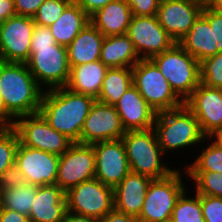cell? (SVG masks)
<instances>
[{
	"label": "cell",
	"mask_w": 222,
	"mask_h": 222,
	"mask_svg": "<svg viewBox=\"0 0 222 222\" xmlns=\"http://www.w3.org/2000/svg\"><path fill=\"white\" fill-rule=\"evenodd\" d=\"M184 191L174 206L171 218L175 222H205L201 210L200 195L196 193V197L185 198L187 196Z\"/></svg>",
	"instance_id": "cell-30"
},
{
	"label": "cell",
	"mask_w": 222,
	"mask_h": 222,
	"mask_svg": "<svg viewBox=\"0 0 222 222\" xmlns=\"http://www.w3.org/2000/svg\"><path fill=\"white\" fill-rule=\"evenodd\" d=\"M101 222H138V220L133 216L126 215L125 213L113 209L101 219Z\"/></svg>",
	"instance_id": "cell-44"
},
{
	"label": "cell",
	"mask_w": 222,
	"mask_h": 222,
	"mask_svg": "<svg viewBox=\"0 0 222 222\" xmlns=\"http://www.w3.org/2000/svg\"><path fill=\"white\" fill-rule=\"evenodd\" d=\"M153 179L130 171L114 188V209L138 218Z\"/></svg>",
	"instance_id": "cell-20"
},
{
	"label": "cell",
	"mask_w": 222,
	"mask_h": 222,
	"mask_svg": "<svg viewBox=\"0 0 222 222\" xmlns=\"http://www.w3.org/2000/svg\"><path fill=\"white\" fill-rule=\"evenodd\" d=\"M70 77L66 87L79 94L99 96L108 67L100 60L70 67Z\"/></svg>",
	"instance_id": "cell-24"
},
{
	"label": "cell",
	"mask_w": 222,
	"mask_h": 222,
	"mask_svg": "<svg viewBox=\"0 0 222 222\" xmlns=\"http://www.w3.org/2000/svg\"><path fill=\"white\" fill-rule=\"evenodd\" d=\"M33 17L14 15L0 22V61L26 63L30 56Z\"/></svg>",
	"instance_id": "cell-11"
},
{
	"label": "cell",
	"mask_w": 222,
	"mask_h": 222,
	"mask_svg": "<svg viewBox=\"0 0 222 222\" xmlns=\"http://www.w3.org/2000/svg\"><path fill=\"white\" fill-rule=\"evenodd\" d=\"M73 0H45L33 16L34 23L39 26L50 27L56 22L65 8Z\"/></svg>",
	"instance_id": "cell-35"
},
{
	"label": "cell",
	"mask_w": 222,
	"mask_h": 222,
	"mask_svg": "<svg viewBox=\"0 0 222 222\" xmlns=\"http://www.w3.org/2000/svg\"><path fill=\"white\" fill-rule=\"evenodd\" d=\"M151 60L167 79L171 89L185 102L201 83L200 62L178 43Z\"/></svg>",
	"instance_id": "cell-4"
},
{
	"label": "cell",
	"mask_w": 222,
	"mask_h": 222,
	"mask_svg": "<svg viewBox=\"0 0 222 222\" xmlns=\"http://www.w3.org/2000/svg\"><path fill=\"white\" fill-rule=\"evenodd\" d=\"M67 211L65 192L57 185L37 186L30 222H62Z\"/></svg>",
	"instance_id": "cell-21"
},
{
	"label": "cell",
	"mask_w": 222,
	"mask_h": 222,
	"mask_svg": "<svg viewBox=\"0 0 222 222\" xmlns=\"http://www.w3.org/2000/svg\"><path fill=\"white\" fill-rule=\"evenodd\" d=\"M132 11L126 0H114L90 16V22L106 37L127 34Z\"/></svg>",
	"instance_id": "cell-22"
},
{
	"label": "cell",
	"mask_w": 222,
	"mask_h": 222,
	"mask_svg": "<svg viewBox=\"0 0 222 222\" xmlns=\"http://www.w3.org/2000/svg\"><path fill=\"white\" fill-rule=\"evenodd\" d=\"M19 137L13 127H0V176L15 164Z\"/></svg>",
	"instance_id": "cell-32"
},
{
	"label": "cell",
	"mask_w": 222,
	"mask_h": 222,
	"mask_svg": "<svg viewBox=\"0 0 222 222\" xmlns=\"http://www.w3.org/2000/svg\"><path fill=\"white\" fill-rule=\"evenodd\" d=\"M125 132L115 106L95 100L85 119L80 143L93 144L100 141L118 140L122 139Z\"/></svg>",
	"instance_id": "cell-16"
},
{
	"label": "cell",
	"mask_w": 222,
	"mask_h": 222,
	"mask_svg": "<svg viewBox=\"0 0 222 222\" xmlns=\"http://www.w3.org/2000/svg\"><path fill=\"white\" fill-rule=\"evenodd\" d=\"M204 6H208L213 0H199Z\"/></svg>",
	"instance_id": "cell-50"
},
{
	"label": "cell",
	"mask_w": 222,
	"mask_h": 222,
	"mask_svg": "<svg viewBox=\"0 0 222 222\" xmlns=\"http://www.w3.org/2000/svg\"><path fill=\"white\" fill-rule=\"evenodd\" d=\"M62 222H101V220L90 216H82L66 211Z\"/></svg>",
	"instance_id": "cell-47"
},
{
	"label": "cell",
	"mask_w": 222,
	"mask_h": 222,
	"mask_svg": "<svg viewBox=\"0 0 222 222\" xmlns=\"http://www.w3.org/2000/svg\"><path fill=\"white\" fill-rule=\"evenodd\" d=\"M45 0H14L16 15L33 17Z\"/></svg>",
	"instance_id": "cell-41"
},
{
	"label": "cell",
	"mask_w": 222,
	"mask_h": 222,
	"mask_svg": "<svg viewBox=\"0 0 222 222\" xmlns=\"http://www.w3.org/2000/svg\"><path fill=\"white\" fill-rule=\"evenodd\" d=\"M89 16L114 0H74Z\"/></svg>",
	"instance_id": "cell-42"
},
{
	"label": "cell",
	"mask_w": 222,
	"mask_h": 222,
	"mask_svg": "<svg viewBox=\"0 0 222 222\" xmlns=\"http://www.w3.org/2000/svg\"><path fill=\"white\" fill-rule=\"evenodd\" d=\"M184 188L178 170L165 178L153 179L147 189L138 222H164L170 219L177 200L186 190Z\"/></svg>",
	"instance_id": "cell-8"
},
{
	"label": "cell",
	"mask_w": 222,
	"mask_h": 222,
	"mask_svg": "<svg viewBox=\"0 0 222 222\" xmlns=\"http://www.w3.org/2000/svg\"><path fill=\"white\" fill-rule=\"evenodd\" d=\"M141 58L127 34L103 39L100 61L108 68H132Z\"/></svg>",
	"instance_id": "cell-26"
},
{
	"label": "cell",
	"mask_w": 222,
	"mask_h": 222,
	"mask_svg": "<svg viewBox=\"0 0 222 222\" xmlns=\"http://www.w3.org/2000/svg\"><path fill=\"white\" fill-rule=\"evenodd\" d=\"M26 64L39 86L44 83L48 88L55 89L66 87L69 81L71 68L65 46L55 44L30 47V56Z\"/></svg>",
	"instance_id": "cell-7"
},
{
	"label": "cell",
	"mask_w": 222,
	"mask_h": 222,
	"mask_svg": "<svg viewBox=\"0 0 222 222\" xmlns=\"http://www.w3.org/2000/svg\"><path fill=\"white\" fill-rule=\"evenodd\" d=\"M200 81L210 88H222V52L200 62Z\"/></svg>",
	"instance_id": "cell-33"
},
{
	"label": "cell",
	"mask_w": 222,
	"mask_h": 222,
	"mask_svg": "<svg viewBox=\"0 0 222 222\" xmlns=\"http://www.w3.org/2000/svg\"><path fill=\"white\" fill-rule=\"evenodd\" d=\"M18 119L14 122L13 128L18 134L19 142L24 146L60 156L73 143L65 135L53 129L40 113Z\"/></svg>",
	"instance_id": "cell-10"
},
{
	"label": "cell",
	"mask_w": 222,
	"mask_h": 222,
	"mask_svg": "<svg viewBox=\"0 0 222 222\" xmlns=\"http://www.w3.org/2000/svg\"><path fill=\"white\" fill-rule=\"evenodd\" d=\"M178 44L198 62L217 54L214 28L200 15L192 24L190 31L179 40Z\"/></svg>",
	"instance_id": "cell-25"
},
{
	"label": "cell",
	"mask_w": 222,
	"mask_h": 222,
	"mask_svg": "<svg viewBox=\"0 0 222 222\" xmlns=\"http://www.w3.org/2000/svg\"><path fill=\"white\" fill-rule=\"evenodd\" d=\"M214 28L215 47L217 53L222 52V15L213 11L209 6H204L201 14Z\"/></svg>",
	"instance_id": "cell-37"
},
{
	"label": "cell",
	"mask_w": 222,
	"mask_h": 222,
	"mask_svg": "<svg viewBox=\"0 0 222 222\" xmlns=\"http://www.w3.org/2000/svg\"><path fill=\"white\" fill-rule=\"evenodd\" d=\"M60 156L19 142L15 165L25 175L27 183L42 186L56 184Z\"/></svg>",
	"instance_id": "cell-15"
},
{
	"label": "cell",
	"mask_w": 222,
	"mask_h": 222,
	"mask_svg": "<svg viewBox=\"0 0 222 222\" xmlns=\"http://www.w3.org/2000/svg\"><path fill=\"white\" fill-rule=\"evenodd\" d=\"M90 23V16L73 0L49 28L57 44L67 47Z\"/></svg>",
	"instance_id": "cell-27"
},
{
	"label": "cell",
	"mask_w": 222,
	"mask_h": 222,
	"mask_svg": "<svg viewBox=\"0 0 222 222\" xmlns=\"http://www.w3.org/2000/svg\"><path fill=\"white\" fill-rule=\"evenodd\" d=\"M196 182V193L222 198V174L211 171H186Z\"/></svg>",
	"instance_id": "cell-31"
},
{
	"label": "cell",
	"mask_w": 222,
	"mask_h": 222,
	"mask_svg": "<svg viewBox=\"0 0 222 222\" xmlns=\"http://www.w3.org/2000/svg\"><path fill=\"white\" fill-rule=\"evenodd\" d=\"M11 118L12 116L5 109L4 100L0 93V127H13L15 121H12Z\"/></svg>",
	"instance_id": "cell-46"
},
{
	"label": "cell",
	"mask_w": 222,
	"mask_h": 222,
	"mask_svg": "<svg viewBox=\"0 0 222 222\" xmlns=\"http://www.w3.org/2000/svg\"><path fill=\"white\" fill-rule=\"evenodd\" d=\"M67 211L101 220L114 209V188L93 178L65 192Z\"/></svg>",
	"instance_id": "cell-9"
},
{
	"label": "cell",
	"mask_w": 222,
	"mask_h": 222,
	"mask_svg": "<svg viewBox=\"0 0 222 222\" xmlns=\"http://www.w3.org/2000/svg\"><path fill=\"white\" fill-rule=\"evenodd\" d=\"M122 140L132 172L151 179H161L175 171V169L163 166L160 161L164 152L159 145L154 128L126 131Z\"/></svg>",
	"instance_id": "cell-5"
},
{
	"label": "cell",
	"mask_w": 222,
	"mask_h": 222,
	"mask_svg": "<svg viewBox=\"0 0 222 222\" xmlns=\"http://www.w3.org/2000/svg\"><path fill=\"white\" fill-rule=\"evenodd\" d=\"M153 128L164 154L165 151L188 147L207 138L185 103L179 108L156 113Z\"/></svg>",
	"instance_id": "cell-3"
},
{
	"label": "cell",
	"mask_w": 222,
	"mask_h": 222,
	"mask_svg": "<svg viewBox=\"0 0 222 222\" xmlns=\"http://www.w3.org/2000/svg\"><path fill=\"white\" fill-rule=\"evenodd\" d=\"M55 44L57 43L49 27L34 25L31 47H44Z\"/></svg>",
	"instance_id": "cell-40"
},
{
	"label": "cell",
	"mask_w": 222,
	"mask_h": 222,
	"mask_svg": "<svg viewBox=\"0 0 222 222\" xmlns=\"http://www.w3.org/2000/svg\"><path fill=\"white\" fill-rule=\"evenodd\" d=\"M133 16H156L160 0H126Z\"/></svg>",
	"instance_id": "cell-38"
},
{
	"label": "cell",
	"mask_w": 222,
	"mask_h": 222,
	"mask_svg": "<svg viewBox=\"0 0 222 222\" xmlns=\"http://www.w3.org/2000/svg\"><path fill=\"white\" fill-rule=\"evenodd\" d=\"M114 106L125 131L147 130L154 127L156 112L134 85L125 91Z\"/></svg>",
	"instance_id": "cell-19"
},
{
	"label": "cell",
	"mask_w": 222,
	"mask_h": 222,
	"mask_svg": "<svg viewBox=\"0 0 222 222\" xmlns=\"http://www.w3.org/2000/svg\"><path fill=\"white\" fill-rule=\"evenodd\" d=\"M214 136H216V141L214 143L222 149V129L215 131L209 138L211 139V137Z\"/></svg>",
	"instance_id": "cell-49"
},
{
	"label": "cell",
	"mask_w": 222,
	"mask_h": 222,
	"mask_svg": "<svg viewBox=\"0 0 222 222\" xmlns=\"http://www.w3.org/2000/svg\"><path fill=\"white\" fill-rule=\"evenodd\" d=\"M132 75L133 85L156 113L173 110L184 104L151 59H140L132 67Z\"/></svg>",
	"instance_id": "cell-6"
},
{
	"label": "cell",
	"mask_w": 222,
	"mask_h": 222,
	"mask_svg": "<svg viewBox=\"0 0 222 222\" xmlns=\"http://www.w3.org/2000/svg\"><path fill=\"white\" fill-rule=\"evenodd\" d=\"M200 202L205 222H222V198L200 195Z\"/></svg>",
	"instance_id": "cell-36"
},
{
	"label": "cell",
	"mask_w": 222,
	"mask_h": 222,
	"mask_svg": "<svg viewBox=\"0 0 222 222\" xmlns=\"http://www.w3.org/2000/svg\"><path fill=\"white\" fill-rule=\"evenodd\" d=\"M0 222H30L29 217L17 211L1 207Z\"/></svg>",
	"instance_id": "cell-43"
},
{
	"label": "cell",
	"mask_w": 222,
	"mask_h": 222,
	"mask_svg": "<svg viewBox=\"0 0 222 222\" xmlns=\"http://www.w3.org/2000/svg\"><path fill=\"white\" fill-rule=\"evenodd\" d=\"M37 185L24 183L11 189L0 190V205L4 209L17 211L29 216L35 200Z\"/></svg>",
	"instance_id": "cell-29"
},
{
	"label": "cell",
	"mask_w": 222,
	"mask_h": 222,
	"mask_svg": "<svg viewBox=\"0 0 222 222\" xmlns=\"http://www.w3.org/2000/svg\"><path fill=\"white\" fill-rule=\"evenodd\" d=\"M127 35L141 59H151L176 43L160 26L157 16H132Z\"/></svg>",
	"instance_id": "cell-13"
},
{
	"label": "cell",
	"mask_w": 222,
	"mask_h": 222,
	"mask_svg": "<svg viewBox=\"0 0 222 222\" xmlns=\"http://www.w3.org/2000/svg\"><path fill=\"white\" fill-rule=\"evenodd\" d=\"M132 85V68H108L96 100L108 105H115Z\"/></svg>",
	"instance_id": "cell-28"
},
{
	"label": "cell",
	"mask_w": 222,
	"mask_h": 222,
	"mask_svg": "<svg viewBox=\"0 0 222 222\" xmlns=\"http://www.w3.org/2000/svg\"><path fill=\"white\" fill-rule=\"evenodd\" d=\"M104 35L90 22L67 46L70 67L100 60Z\"/></svg>",
	"instance_id": "cell-23"
},
{
	"label": "cell",
	"mask_w": 222,
	"mask_h": 222,
	"mask_svg": "<svg viewBox=\"0 0 222 222\" xmlns=\"http://www.w3.org/2000/svg\"><path fill=\"white\" fill-rule=\"evenodd\" d=\"M95 98L79 94L67 87L48 89L43 92L39 113L56 131L73 143L79 142L86 117Z\"/></svg>",
	"instance_id": "cell-1"
},
{
	"label": "cell",
	"mask_w": 222,
	"mask_h": 222,
	"mask_svg": "<svg viewBox=\"0 0 222 222\" xmlns=\"http://www.w3.org/2000/svg\"><path fill=\"white\" fill-rule=\"evenodd\" d=\"M203 7L199 0H160L156 16L160 26L178 43L202 14Z\"/></svg>",
	"instance_id": "cell-17"
},
{
	"label": "cell",
	"mask_w": 222,
	"mask_h": 222,
	"mask_svg": "<svg viewBox=\"0 0 222 222\" xmlns=\"http://www.w3.org/2000/svg\"><path fill=\"white\" fill-rule=\"evenodd\" d=\"M24 183H27L26 177L15 164L11 165L0 176V190L15 188Z\"/></svg>",
	"instance_id": "cell-39"
},
{
	"label": "cell",
	"mask_w": 222,
	"mask_h": 222,
	"mask_svg": "<svg viewBox=\"0 0 222 222\" xmlns=\"http://www.w3.org/2000/svg\"><path fill=\"white\" fill-rule=\"evenodd\" d=\"M164 222H175L172 218L165 220Z\"/></svg>",
	"instance_id": "cell-51"
},
{
	"label": "cell",
	"mask_w": 222,
	"mask_h": 222,
	"mask_svg": "<svg viewBox=\"0 0 222 222\" xmlns=\"http://www.w3.org/2000/svg\"><path fill=\"white\" fill-rule=\"evenodd\" d=\"M16 15L14 0H0V22Z\"/></svg>",
	"instance_id": "cell-45"
},
{
	"label": "cell",
	"mask_w": 222,
	"mask_h": 222,
	"mask_svg": "<svg viewBox=\"0 0 222 222\" xmlns=\"http://www.w3.org/2000/svg\"><path fill=\"white\" fill-rule=\"evenodd\" d=\"M184 103L194 113L207 138L222 129V88L200 83Z\"/></svg>",
	"instance_id": "cell-18"
},
{
	"label": "cell",
	"mask_w": 222,
	"mask_h": 222,
	"mask_svg": "<svg viewBox=\"0 0 222 222\" xmlns=\"http://www.w3.org/2000/svg\"><path fill=\"white\" fill-rule=\"evenodd\" d=\"M95 151V178L115 188L131 171L122 139L92 144Z\"/></svg>",
	"instance_id": "cell-14"
},
{
	"label": "cell",
	"mask_w": 222,
	"mask_h": 222,
	"mask_svg": "<svg viewBox=\"0 0 222 222\" xmlns=\"http://www.w3.org/2000/svg\"><path fill=\"white\" fill-rule=\"evenodd\" d=\"M208 6L216 13L222 15V0H213Z\"/></svg>",
	"instance_id": "cell-48"
},
{
	"label": "cell",
	"mask_w": 222,
	"mask_h": 222,
	"mask_svg": "<svg viewBox=\"0 0 222 222\" xmlns=\"http://www.w3.org/2000/svg\"><path fill=\"white\" fill-rule=\"evenodd\" d=\"M95 178V151L92 144L79 142L71 146L59 158L56 184L67 192L72 187Z\"/></svg>",
	"instance_id": "cell-12"
},
{
	"label": "cell",
	"mask_w": 222,
	"mask_h": 222,
	"mask_svg": "<svg viewBox=\"0 0 222 222\" xmlns=\"http://www.w3.org/2000/svg\"><path fill=\"white\" fill-rule=\"evenodd\" d=\"M187 171H211L222 174V149L214 142L201 153Z\"/></svg>",
	"instance_id": "cell-34"
},
{
	"label": "cell",
	"mask_w": 222,
	"mask_h": 222,
	"mask_svg": "<svg viewBox=\"0 0 222 222\" xmlns=\"http://www.w3.org/2000/svg\"><path fill=\"white\" fill-rule=\"evenodd\" d=\"M0 93L13 118L39 113L43 92L26 63L0 61Z\"/></svg>",
	"instance_id": "cell-2"
}]
</instances>
